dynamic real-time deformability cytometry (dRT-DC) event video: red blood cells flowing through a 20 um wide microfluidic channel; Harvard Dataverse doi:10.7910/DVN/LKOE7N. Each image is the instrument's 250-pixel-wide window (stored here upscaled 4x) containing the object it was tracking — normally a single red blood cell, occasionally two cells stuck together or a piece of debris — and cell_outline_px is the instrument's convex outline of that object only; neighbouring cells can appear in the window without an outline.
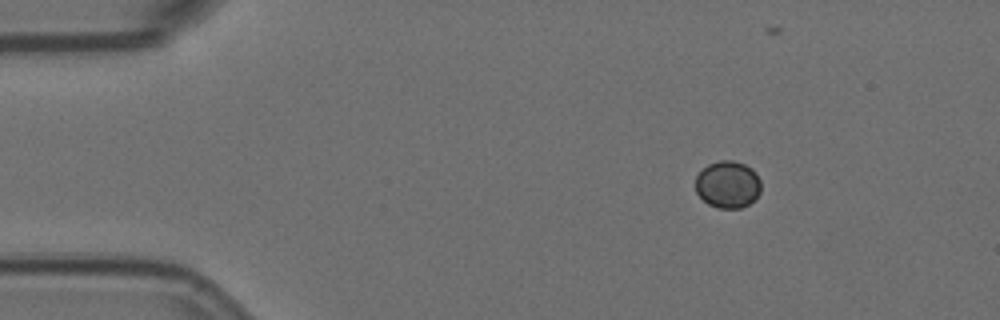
{"species": "Egyptian fruit bat (a non-hibernating species)", "species_latin": "Rousettus aegyptiacus", "temperature_condition": "room temperature", "stored_images_in_passage": 2, "camera_frame_rate_fps": 3000, "um_per_image_px": 0.085, "animal": {"sex": "female"}, "frame": {"image": 1, "passage_image": 1, "time_ms": 0.0, "image_size_px": [1000, 320], "cell_outline_px": [[760, 192], [756, 200], [740, 208], [716, 208], [708, 204], [696, 192], [696, 176], [708, 164], [720, 160], [732, 160], [744, 164], [752, 168], [756, 172], [760, 180]], "centroid_in_image_um": [61.88, 15.68], "position_along_channel_um": 23.1, "area_um2": 18.09}}